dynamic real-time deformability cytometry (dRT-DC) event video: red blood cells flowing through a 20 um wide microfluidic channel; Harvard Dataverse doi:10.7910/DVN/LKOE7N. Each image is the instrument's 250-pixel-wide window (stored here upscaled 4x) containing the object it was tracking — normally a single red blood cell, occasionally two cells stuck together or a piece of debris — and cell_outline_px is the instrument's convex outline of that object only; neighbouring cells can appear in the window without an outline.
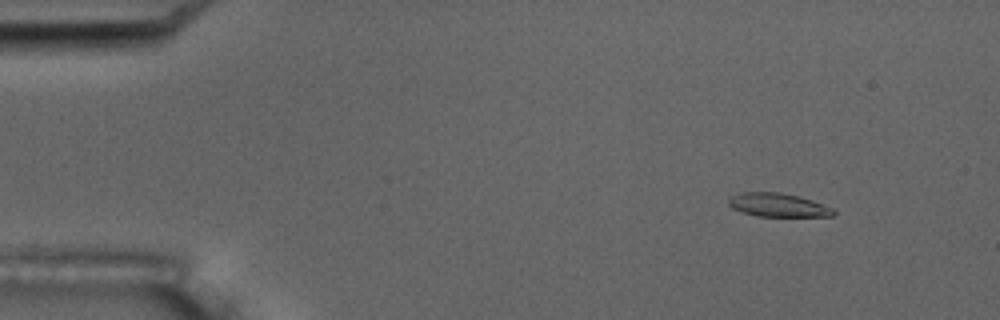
{"species": "common noctule bat (a hibernating species)", "species_latin": "Nyctalus noctula", "temperature_condition": "room temperature", "stored_images_in_passage": 2, "camera_frame_rate_fps": 3000, "um_per_image_px": 0.085, "animal": {"sex": "male", "body_mass_g": 17.5, "forearm_length_mm": 52.3}, "frame": {"image": 1, "passage_image": 1, "time_ms": 0.0, "image_size_px": [1000, 320], "cell_outline_px": [[836, 212], [832, 216], [756, 216], [740, 212], [732, 208], [728, 204], [728, 200], [732, 196], [740, 192], [780, 192], [800, 196], [812, 200], [832, 208]], "centroid_in_image_um": [66.1, 17.42], "position_along_channel_um": 18.9, "area_um2": 14.45}}